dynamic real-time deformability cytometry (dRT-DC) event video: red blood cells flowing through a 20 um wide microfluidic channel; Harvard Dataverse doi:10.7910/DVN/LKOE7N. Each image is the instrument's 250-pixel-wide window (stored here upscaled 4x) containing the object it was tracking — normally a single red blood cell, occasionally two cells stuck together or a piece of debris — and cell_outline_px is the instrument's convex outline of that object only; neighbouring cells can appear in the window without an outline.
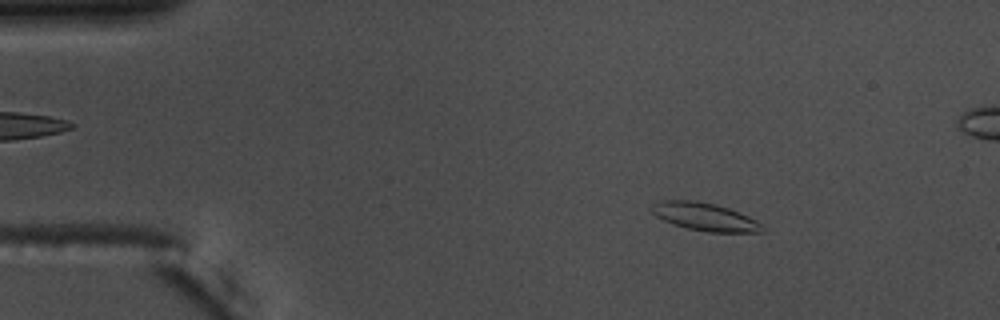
{"species": "common noctule bat (a hibernating species)", "species_latin": "Nyctalus noctula", "temperature_condition": "warm", "stored_images_in_passage": 57, "camera_frame_rate_fps": 3000, "um_per_image_px": 0.085, "animal": {"sex": "male", "body_mass_g": 17.5, "forearm_length_mm": 52.3}, "frame": {"image": 1, "passage_image": 9, "time_ms": 2.667, "image_size_px": [1000, 320], "cell_outline_px": [[764, 232], [708, 232], [688, 228], [672, 224], [656, 216], [652, 212], [652, 204], [660, 200], [696, 200], [716, 204], [740, 212], [756, 220], [764, 228]], "centroid_in_image_um": [59.91, 18.42], "position_along_channel_um": 25.1, "area_um2": 17.98}}
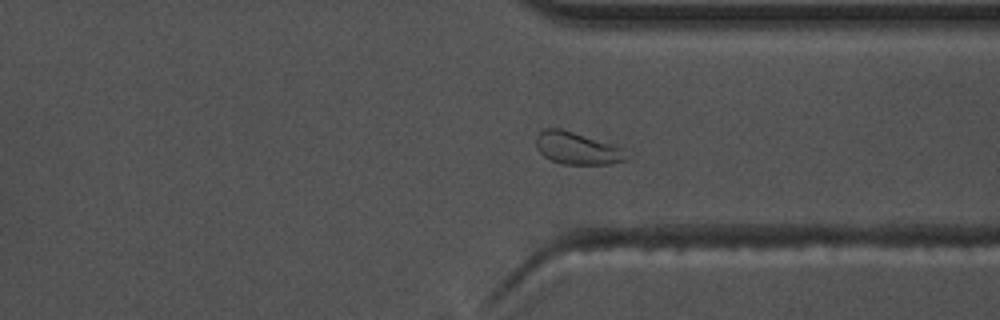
{"frame": {"image": 2, "passage_image": 43, "time_ms": 14.0, "image_size_px": [1000, 320], "cell_outline_px": [[632, 156], [628, 160], [608, 164], [564, 164], [552, 160], [544, 156], [536, 148], [536, 136], [544, 128], [560, 128], [612, 144], [624, 148]], "centroid_in_image_um": [49.11, 12.61], "position_along_channel_um": 362.3, "area_um2": 17.11}}
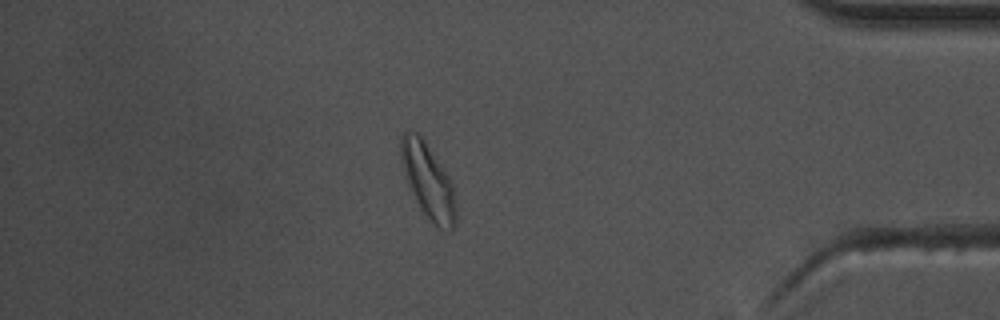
{"frame": {"image": 3, "passage_image": 49, "time_ms": 16.0, "image_size_px": [1000, 320], "cell_outline_px": [[456, 224], [448, 232], [440, 228], [428, 220], [420, 208], [404, 176], [400, 156], [400, 136], [404, 132], [416, 132], [424, 140], [448, 176], [452, 184], [456, 204]], "centroid_in_image_um": [36.38, 15.41], "position_along_channel_um": 398.8, "area_um2": 23.87}, "authors_computed_cell_mechanics": {"area_um2": 17.5134, "velocity_mm_per_s": 3.6357, "shape_relaxation_time_tau1_ms": 3.1688, "shape_relaxation_time_tau2_ms": 7.2239, "deformation_change_tau1": 0.118, "deformation_change_tau2": 0.1317}}